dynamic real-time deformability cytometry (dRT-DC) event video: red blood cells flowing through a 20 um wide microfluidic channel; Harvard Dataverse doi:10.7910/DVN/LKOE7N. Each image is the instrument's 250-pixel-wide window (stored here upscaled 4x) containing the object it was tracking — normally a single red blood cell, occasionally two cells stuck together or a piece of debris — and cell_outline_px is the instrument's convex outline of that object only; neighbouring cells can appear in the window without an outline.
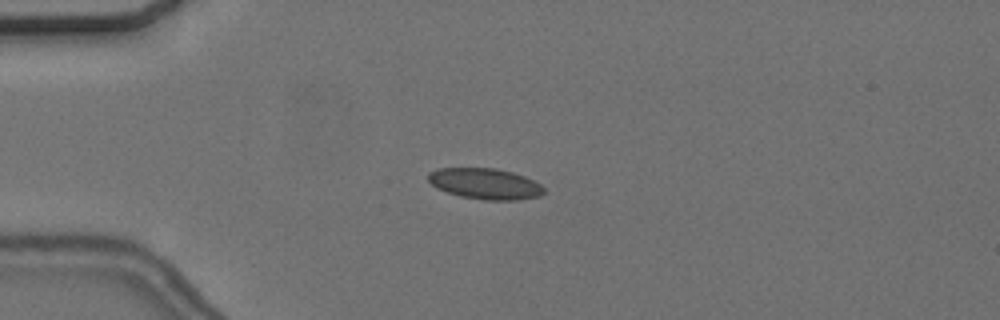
{"species": "common noctule bat (a hibernating species)", "species_latin": "Nyctalus noctula", "temperature_condition": "cold", "stored_images_in_passage": 13, "camera_frame_rate_fps": 3000, "um_per_image_px": 0.085, "animal": {"sex": "female", "body_mass_g": 24.6, "forearm_length_mm": 56.2}, "frame": {"image": 1, "passage_image": 1, "time_ms": 0.0, "image_size_px": [1000, 320], "cell_outline_px": [[544, 192], [540, 196], [516, 200], [484, 200], [460, 196], [436, 188], [428, 180], [428, 172], [436, 168], [496, 168], [512, 172], [524, 176], [540, 184], [544, 188]], "centroid_in_image_um": [41.22, 15.61], "position_along_channel_um": 43.8, "area_um2": 20.87}}